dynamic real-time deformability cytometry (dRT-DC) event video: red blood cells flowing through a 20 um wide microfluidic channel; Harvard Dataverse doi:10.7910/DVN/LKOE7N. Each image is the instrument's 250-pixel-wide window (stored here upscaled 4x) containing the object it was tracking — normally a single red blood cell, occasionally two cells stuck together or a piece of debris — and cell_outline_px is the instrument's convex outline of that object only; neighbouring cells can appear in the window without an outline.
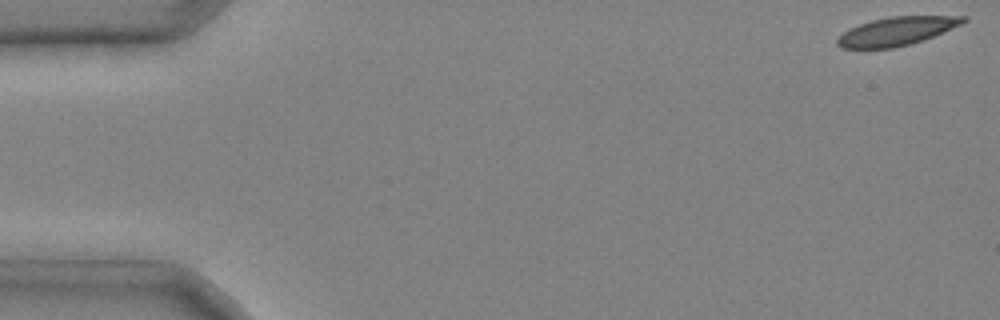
{"species": "common noctule bat (a hibernating species)", "species_latin": "Nyctalus noctula", "temperature_condition": "cold", "stored_images_in_passage": 5, "camera_frame_rate_fps": 3000, "um_per_image_px": 0.085, "animal": {"sex": "male", "body_mass_g": 20.4}, "frame": {"image": 1, "passage_image": 1, "time_ms": 0.0, "image_size_px": [1000, 320], "cell_outline_px": [[968, 20], [960, 24], [924, 40], [892, 48], [840, 48], [836, 44], [836, 40], [844, 32], [860, 24], [872, 20], [888, 16], [968, 16]], "centroid_in_image_um": [76.21, 2.65], "position_along_channel_um": 8.8, "area_um2": 20.58}}
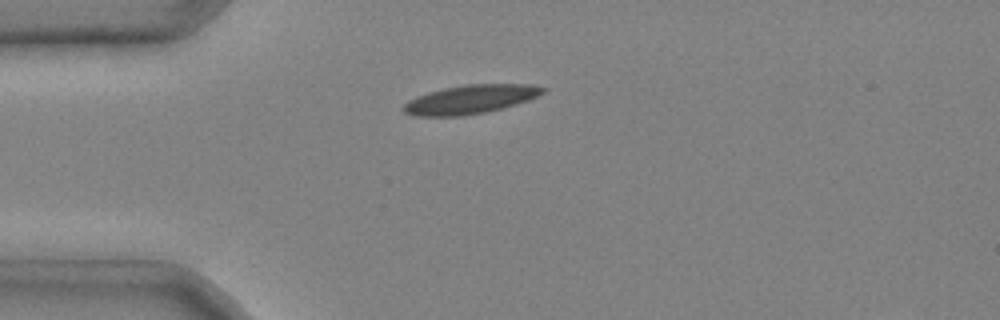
{"frame": {"image": 2, "passage_image": 4, "time_ms": 1.0, "image_size_px": [1000, 320], "cell_outline_px": [[548, 88], [544, 92], [528, 100], [516, 104], [484, 112], [460, 116], [416, 116], [404, 112], [404, 104], [408, 100], [416, 96], [428, 92], [444, 88], [468, 84], [528, 84]], "centroid_in_image_um": [39.97, 8.44], "position_along_channel_um": 45.0, "area_um2": 23.12}}